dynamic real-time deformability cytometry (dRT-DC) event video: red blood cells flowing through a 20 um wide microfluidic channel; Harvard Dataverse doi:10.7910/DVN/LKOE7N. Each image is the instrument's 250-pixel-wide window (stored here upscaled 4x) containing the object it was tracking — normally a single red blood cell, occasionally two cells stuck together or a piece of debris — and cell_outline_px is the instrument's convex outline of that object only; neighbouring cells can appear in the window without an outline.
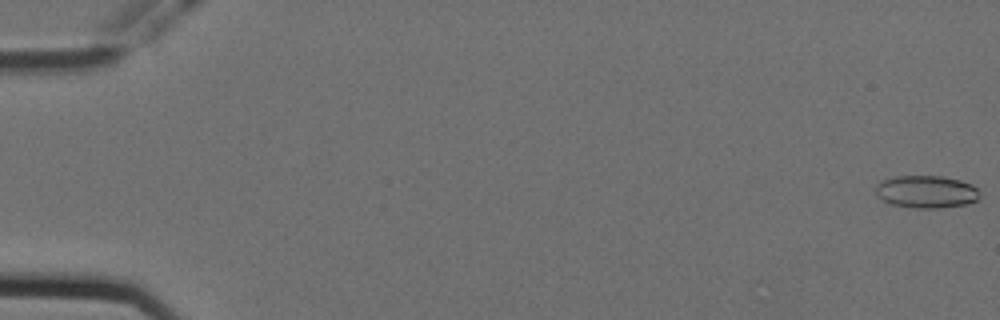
{"species": "Egyptian fruit bat (a non-hibernating species)", "species_latin": "Rousettus aegyptiacus", "temperature_condition": "cold", "stored_images_in_passage": 4, "camera_frame_rate_fps": 3000, "um_per_image_px": 0.085, "animal": {"sex": "female"}, "frame": {"image": 1, "passage_image": 1, "time_ms": 0.0, "image_size_px": [1000, 320], "cell_outline_px": [[980, 200], [964, 204], [940, 208], [912, 208], [892, 204], [876, 196], [876, 184], [880, 180], [896, 176], [944, 176], [960, 180], [972, 184], [976, 188], [980, 196]], "centroid_in_image_um": [78.73, 16.29], "position_along_channel_um": 6.3, "area_um2": 19.88}}